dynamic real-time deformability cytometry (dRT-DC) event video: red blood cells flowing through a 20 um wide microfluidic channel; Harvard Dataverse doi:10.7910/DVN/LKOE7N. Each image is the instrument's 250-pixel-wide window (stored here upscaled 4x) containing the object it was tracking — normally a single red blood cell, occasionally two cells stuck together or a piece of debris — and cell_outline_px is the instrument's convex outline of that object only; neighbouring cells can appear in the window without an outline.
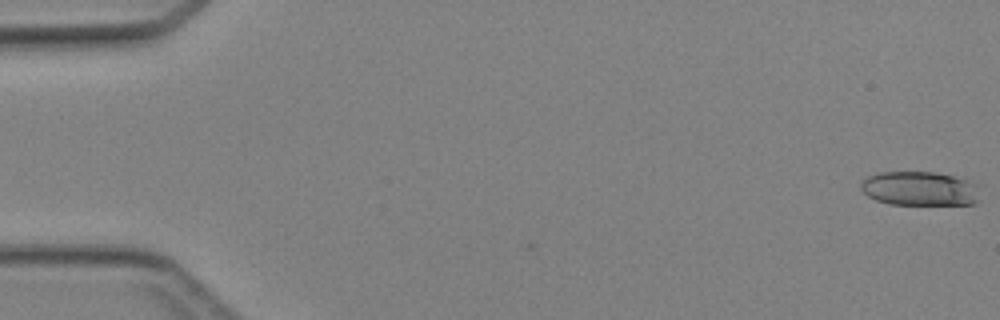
{"species": "Egyptian fruit bat (a non-hibernating species)", "species_latin": "Rousettus aegyptiacus", "temperature_condition": "cold", "stored_images_in_passage": 47, "camera_frame_rate_fps": 3000, "um_per_image_px": 0.085, "animal": {"sex": "female"}, "frame": {"image": 1, "passage_image": 1, "time_ms": 0.0, "image_size_px": [1000, 320], "cell_outline_px": [[980, 200], [972, 204], [888, 204], [876, 200], [868, 196], [860, 188], [860, 184], [868, 176], [880, 172], [932, 172], [952, 176], [964, 180], [972, 184]], "centroid_in_image_um": [78.09, 16.04], "position_along_channel_um": 6.9, "area_um2": 23.24}}
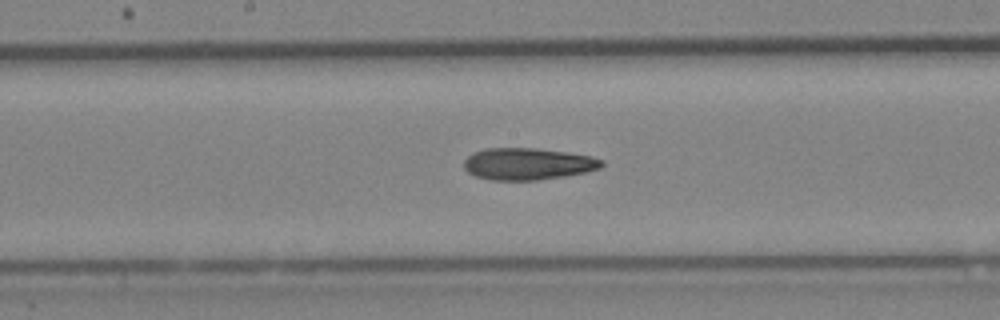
{"frame": {"image": 2, "passage_image": 25, "time_ms": 8.0, "image_size_px": [1000, 320], "cell_outline_px": [[604, 164], [600, 168], [584, 172], [564, 176], [536, 180], [492, 180], [476, 176], [468, 172], [464, 168], [464, 160], [472, 152], [484, 148], [536, 148], [568, 152], [592, 156], [604, 160]], "centroid_in_image_um": [44.86, 13.92], "position_along_channel_um": 203.3, "area_um2": 25.66}}
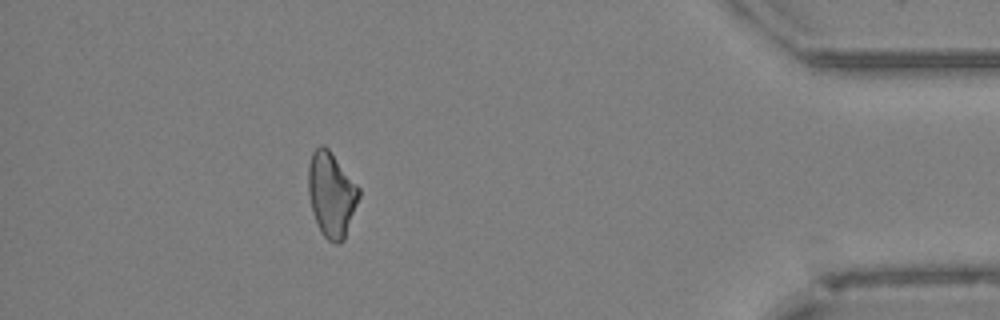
{"frame": {"image": 3, "passage_image": 42, "time_ms": 13.667, "image_size_px": [1000, 320], "cell_outline_px": [[360, 196], [344, 240], [340, 244], [332, 244], [320, 232], [312, 212], [308, 192], [308, 164], [312, 152], [320, 144], [324, 144], [332, 152], [360, 188]], "centroid_in_image_um": [28.16, 16.53], "position_along_channel_um": 407.0, "area_um2": 25.37}}